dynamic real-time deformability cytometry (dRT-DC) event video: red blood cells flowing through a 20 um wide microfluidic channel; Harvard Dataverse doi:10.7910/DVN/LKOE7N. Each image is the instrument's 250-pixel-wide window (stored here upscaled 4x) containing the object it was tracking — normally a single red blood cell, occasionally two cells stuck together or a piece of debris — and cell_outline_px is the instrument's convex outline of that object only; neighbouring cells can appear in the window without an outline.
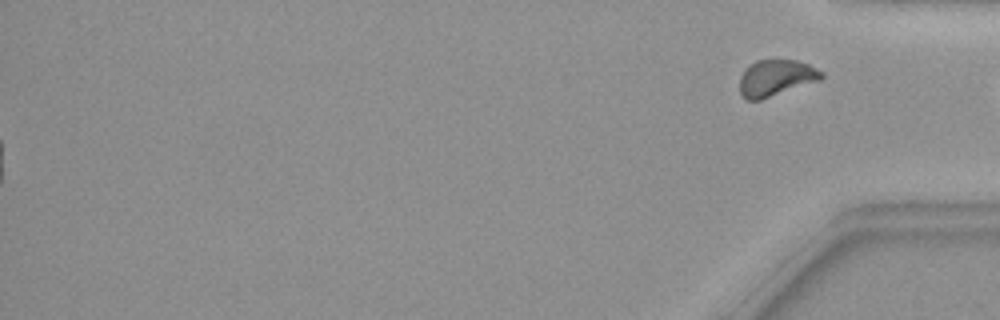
{"species": "common noctule bat (a hibernating species)", "species_latin": "Nyctalus noctula", "temperature_condition": "warm", "stored_images_in_passage": 47, "segment_of_instrument_passage": [2, 2], "camera_frame_rate_fps": 3000, "um_per_image_px": 0.085, "animal": {"sex": "female", "body_mass_g": 19.9}, "frame": {"image": 1, "passage_image": 47, "time_ms": 15.333, "image_size_px": [1000, 320], "cell_outline_px": [[824, 76], [820, 80], [760, 100], [744, 100], [740, 92], [740, 76], [756, 60], [796, 60], [808, 64], [824, 72]], "centroid_in_image_um": [65.97, 6.63], "position_along_channel_um": 369.2, "area_um2": 17.17}}